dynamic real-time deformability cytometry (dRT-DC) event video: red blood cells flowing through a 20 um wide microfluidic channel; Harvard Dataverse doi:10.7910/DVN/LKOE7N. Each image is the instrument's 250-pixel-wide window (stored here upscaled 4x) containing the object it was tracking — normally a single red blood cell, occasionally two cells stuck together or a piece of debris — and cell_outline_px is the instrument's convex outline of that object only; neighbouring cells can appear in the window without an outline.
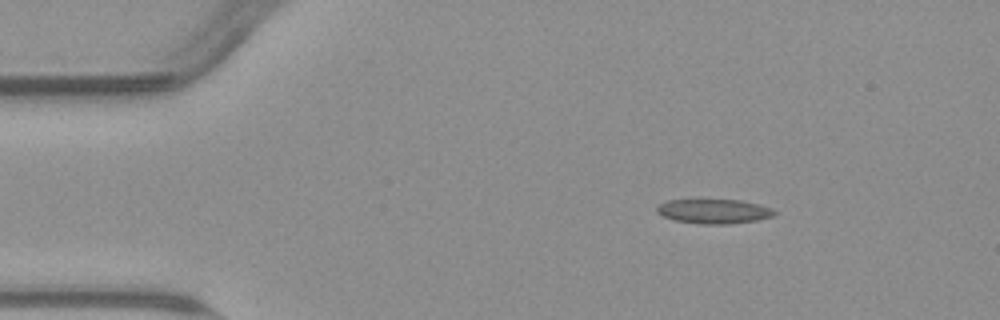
{"species": "common noctule bat (a hibernating species)", "species_latin": "Nyctalus noctula", "temperature_condition": "warm", "stored_images_in_passage": 47, "camera_frame_rate_fps": 3000, "um_per_image_px": 0.085, "animal": {"sex": "male", "body_mass_g": 23.1, "forearm_length_mm": 52.7}, "frame": {"image": 1, "passage_image": 1, "time_ms": 0.0, "image_size_px": [1000, 320], "cell_outline_px": [[776, 212], [772, 216], [756, 220], [728, 224], [704, 224], [676, 220], [664, 216], [656, 212], [656, 208], [660, 204], [668, 200], [696, 196], [740, 200], [760, 204], [772, 208]], "centroid_in_image_um": [60.63, 17.89], "position_along_channel_um": 24.4, "area_um2": 17.57}}
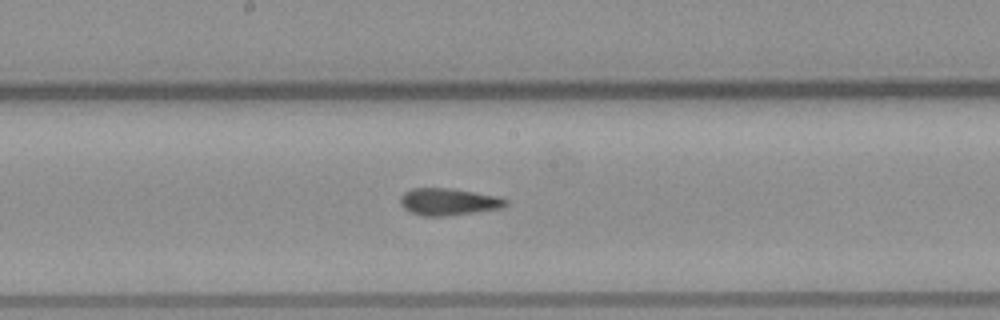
{"frame": {"image": 2, "passage_image": 21, "time_ms": 6.667, "image_size_px": [1000, 320], "cell_outline_px": [[508, 204], [500, 208], [444, 216], [424, 216], [408, 212], [400, 204], [400, 196], [404, 192], [412, 188], [452, 188], [496, 196], [508, 200]], "centroid_in_image_um": [38.06, 17.14], "position_along_channel_um": 210.1, "area_um2": 16.53}}
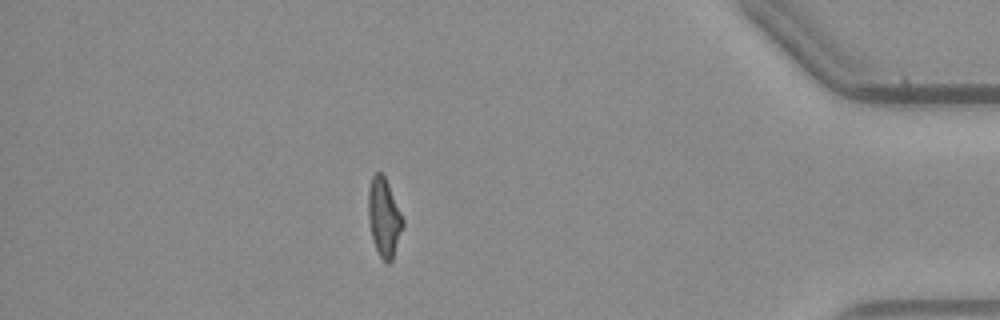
{"frame": {"image": 3, "passage_image": 40, "time_ms": 13.0, "image_size_px": [1000, 320], "cell_outline_px": [[404, 224], [392, 260], [388, 264], [380, 256], [372, 240], [368, 216], [368, 188], [372, 176], [376, 172], [380, 172], [384, 176], [388, 184], [404, 220]], "centroid_in_image_um": [32.63, 18.48], "position_along_channel_um": 402.6, "area_um2": 15.66}, "authors_computed_cell_mechanics": {"area_um2": 16.473, "velocity_mm_per_s": 3.8028, "shape_relaxation_time_tau1_ms": null, "shape_relaxation_time_tau2_ms": 1.8419, "deformation_change_tau1": null, "deformation_change_tau2": 0.0805}}